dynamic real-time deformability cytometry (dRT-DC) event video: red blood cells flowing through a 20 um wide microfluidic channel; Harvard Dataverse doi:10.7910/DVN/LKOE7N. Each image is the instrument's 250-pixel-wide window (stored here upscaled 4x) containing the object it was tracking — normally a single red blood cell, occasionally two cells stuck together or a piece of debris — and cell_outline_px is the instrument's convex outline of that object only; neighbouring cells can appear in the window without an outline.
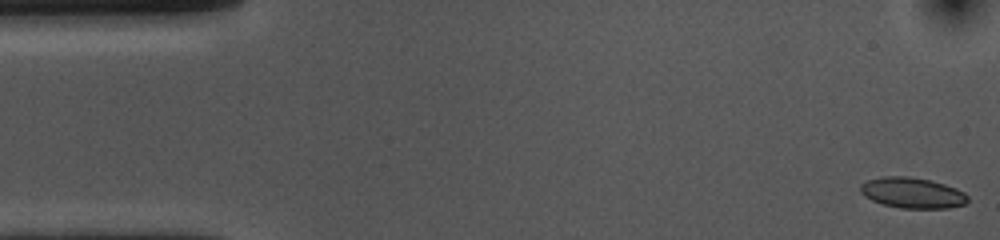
{"species": "common noctule bat (a hibernating species)", "species_latin": "Nyctalus noctula", "temperature_condition": "cold", "stored_images_in_passage": 53, "camera_frame_rate_fps": 3000, "um_per_image_px": 0.085, "animal": {"sex": "female", "body_mass_g": 10.0, "forearm_length_mm": 53.1}, "frame": {"image": 1, "passage_image": 1, "time_ms": 0.0, "image_size_px": [1000, 240], "cell_outline_px": [[968, 200], [964, 204], [948, 208], [900, 208], [884, 204], [872, 200], [864, 196], [860, 192], [860, 184], [868, 180], [884, 176], [908, 176], [932, 180], [956, 188], [964, 192], [968, 196]], "centroid_in_image_um": [77.55, 16.38], "position_along_channel_um": 7.5, "area_um2": 19.19}}
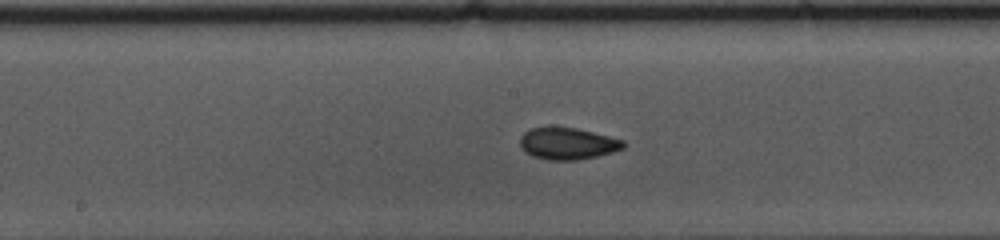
{"frame": {"image": 2, "passage_image": 26, "time_ms": 8.333, "image_size_px": [1000, 240], "cell_outline_px": [[624, 148], [612, 152], [596, 156], [576, 160], [548, 160], [532, 156], [524, 152], [520, 144], [520, 136], [524, 132], [532, 128], [576, 128], [624, 140]], "centroid_in_image_um": [48.22, 12.22], "position_along_channel_um": 200.0, "area_um2": 18.9}}
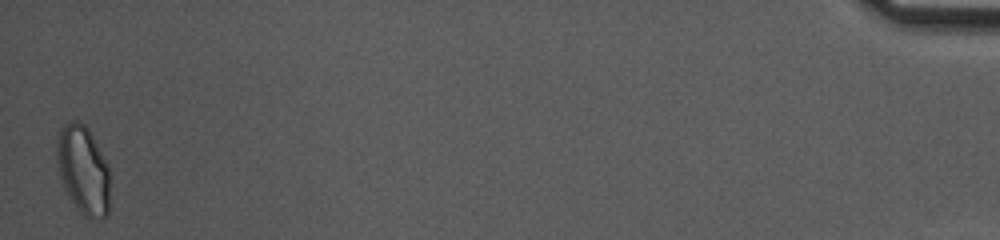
{"frame": {"image": 3, "passage_image": 53, "time_ms": 17.333, "image_size_px": [1000, 240], "cell_outline_px": [[108, 212], [104, 216], [84, 216], [80, 212], [64, 188], [60, 176], [56, 160], [56, 144], [60, 132], [64, 124], [72, 120], [76, 120], [84, 124], [88, 128], [108, 168]], "centroid_in_image_um": [7.03, 14.4], "position_along_channel_um": 428.2, "area_um2": 26.53}, "authors_computed_cell_mechanics": {"area_um2": 18.9584, "velocity_mm_per_s": 3.6415, "shape_relaxation_time_tau1_ms": 6.3217, "shape_relaxation_time_tau2_ms": 2.101, "deformation_change_tau1": 0.1213, "deformation_change_tau2": 0.0384}}